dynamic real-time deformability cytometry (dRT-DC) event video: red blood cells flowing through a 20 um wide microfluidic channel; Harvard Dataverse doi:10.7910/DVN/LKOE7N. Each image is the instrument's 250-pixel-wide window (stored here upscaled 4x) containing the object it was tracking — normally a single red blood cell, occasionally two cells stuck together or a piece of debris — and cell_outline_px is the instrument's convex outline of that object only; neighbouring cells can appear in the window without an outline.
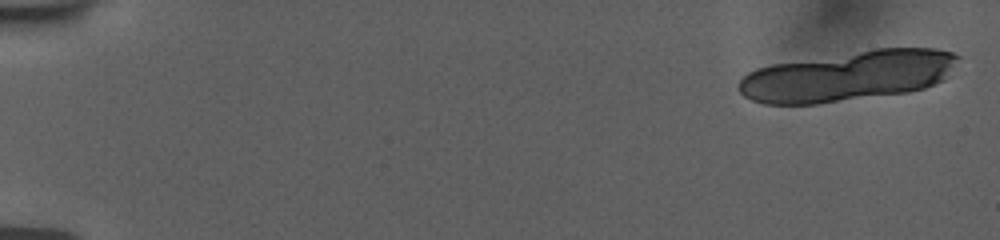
{"species": "human", "species_latin": "Homo sapiens", "temperature_condition": "room temperature", "stored_images_in_passage": 12, "camera_frame_rate_fps": 3000, "um_per_image_px": 0.085, "donor": {"sex": "female"}, "frame": {"image": 1, "passage_image": 1, "time_ms": 0.0, "image_size_px": [1000, 240], "cell_outline_px": [[960, 56], [944, 80], [924, 88], [908, 92], [816, 104], [764, 104], [752, 100], [744, 96], [736, 88], [736, 84], [748, 72], [756, 68], [772, 64], [876, 48], [936, 48], [952, 52]], "centroid_in_image_um": [72.05, 6.46], "position_along_channel_um": 13.0, "area_um2": 64.22}}
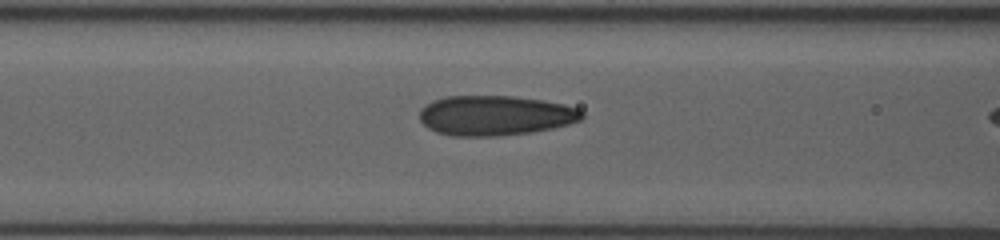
{"frame": {"image": 2, "passage_image": 11, "time_ms": 6.667, "image_size_px": [1000, 240], "cell_outline_px": [[584, 116], [580, 120], [568, 124], [552, 128], [532, 132], [496, 136], [452, 136], [436, 132], [428, 128], [420, 120], [420, 108], [424, 104], [432, 100], [444, 96], [512, 96], [544, 100], [564, 104], [576, 108], [584, 112]], "centroid_in_image_um": [42.06, 9.81], "position_along_channel_um": 124.5, "area_um2": 38.03}}